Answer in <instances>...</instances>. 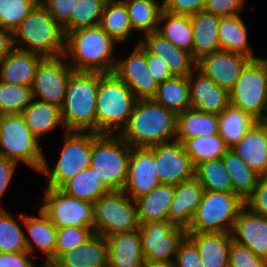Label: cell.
Masks as SVG:
<instances>
[{
  "mask_svg": "<svg viewBox=\"0 0 267 267\" xmlns=\"http://www.w3.org/2000/svg\"><path fill=\"white\" fill-rule=\"evenodd\" d=\"M21 116L39 142L45 133L55 129L58 124L63 126L61 108L35 98L21 112Z\"/></svg>",
  "mask_w": 267,
  "mask_h": 267,
  "instance_id": "obj_32",
  "label": "cell"
},
{
  "mask_svg": "<svg viewBox=\"0 0 267 267\" xmlns=\"http://www.w3.org/2000/svg\"><path fill=\"white\" fill-rule=\"evenodd\" d=\"M245 207L267 217V176H261L252 193L244 200Z\"/></svg>",
  "mask_w": 267,
  "mask_h": 267,
  "instance_id": "obj_51",
  "label": "cell"
},
{
  "mask_svg": "<svg viewBox=\"0 0 267 267\" xmlns=\"http://www.w3.org/2000/svg\"><path fill=\"white\" fill-rule=\"evenodd\" d=\"M231 149L260 176H267V131L258 123Z\"/></svg>",
  "mask_w": 267,
  "mask_h": 267,
  "instance_id": "obj_25",
  "label": "cell"
},
{
  "mask_svg": "<svg viewBox=\"0 0 267 267\" xmlns=\"http://www.w3.org/2000/svg\"><path fill=\"white\" fill-rule=\"evenodd\" d=\"M12 215L0 207V252L27 251L25 232Z\"/></svg>",
  "mask_w": 267,
  "mask_h": 267,
  "instance_id": "obj_43",
  "label": "cell"
},
{
  "mask_svg": "<svg viewBox=\"0 0 267 267\" xmlns=\"http://www.w3.org/2000/svg\"><path fill=\"white\" fill-rule=\"evenodd\" d=\"M94 231L90 227L58 228L55 248V262L66 252L88 240Z\"/></svg>",
  "mask_w": 267,
  "mask_h": 267,
  "instance_id": "obj_47",
  "label": "cell"
},
{
  "mask_svg": "<svg viewBox=\"0 0 267 267\" xmlns=\"http://www.w3.org/2000/svg\"><path fill=\"white\" fill-rule=\"evenodd\" d=\"M174 194V185L160 183L151 192L135 199L139 224L166 221Z\"/></svg>",
  "mask_w": 267,
  "mask_h": 267,
  "instance_id": "obj_30",
  "label": "cell"
},
{
  "mask_svg": "<svg viewBox=\"0 0 267 267\" xmlns=\"http://www.w3.org/2000/svg\"><path fill=\"white\" fill-rule=\"evenodd\" d=\"M163 10L181 15H193L203 11L206 0H164Z\"/></svg>",
  "mask_w": 267,
  "mask_h": 267,
  "instance_id": "obj_53",
  "label": "cell"
},
{
  "mask_svg": "<svg viewBox=\"0 0 267 267\" xmlns=\"http://www.w3.org/2000/svg\"><path fill=\"white\" fill-rule=\"evenodd\" d=\"M100 25L117 42L128 40L132 36L133 28L122 0H108Z\"/></svg>",
  "mask_w": 267,
  "mask_h": 267,
  "instance_id": "obj_40",
  "label": "cell"
},
{
  "mask_svg": "<svg viewBox=\"0 0 267 267\" xmlns=\"http://www.w3.org/2000/svg\"><path fill=\"white\" fill-rule=\"evenodd\" d=\"M221 50L239 53L251 60L259 57L254 56L248 45V29L240 15L220 17L218 27Z\"/></svg>",
  "mask_w": 267,
  "mask_h": 267,
  "instance_id": "obj_33",
  "label": "cell"
},
{
  "mask_svg": "<svg viewBox=\"0 0 267 267\" xmlns=\"http://www.w3.org/2000/svg\"><path fill=\"white\" fill-rule=\"evenodd\" d=\"M77 0H40L55 21L63 28L64 34L70 32V19Z\"/></svg>",
  "mask_w": 267,
  "mask_h": 267,
  "instance_id": "obj_49",
  "label": "cell"
},
{
  "mask_svg": "<svg viewBox=\"0 0 267 267\" xmlns=\"http://www.w3.org/2000/svg\"><path fill=\"white\" fill-rule=\"evenodd\" d=\"M113 73L132 90L138 100L155 97L158 84L149 72L146 49L139 42L126 59L116 61Z\"/></svg>",
  "mask_w": 267,
  "mask_h": 267,
  "instance_id": "obj_16",
  "label": "cell"
},
{
  "mask_svg": "<svg viewBox=\"0 0 267 267\" xmlns=\"http://www.w3.org/2000/svg\"><path fill=\"white\" fill-rule=\"evenodd\" d=\"M101 72L73 71L61 116L65 131L96 133V100Z\"/></svg>",
  "mask_w": 267,
  "mask_h": 267,
  "instance_id": "obj_3",
  "label": "cell"
},
{
  "mask_svg": "<svg viewBox=\"0 0 267 267\" xmlns=\"http://www.w3.org/2000/svg\"><path fill=\"white\" fill-rule=\"evenodd\" d=\"M166 23L157 31L180 49L193 56L194 34L189 15L174 14L162 10L159 22Z\"/></svg>",
  "mask_w": 267,
  "mask_h": 267,
  "instance_id": "obj_36",
  "label": "cell"
},
{
  "mask_svg": "<svg viewBox=\"0 0 267 267\" xmlns=\"http://www.w3.org/2000/svg\"><path fill=\"white\" fill-rule=\"evenodd\" d=\"M229 103L257 121L267 110V58L250 60L229 92Z\"/></svg>",
  "mask_w": 267,
  "mask_h": 267,
  "instance_id": "obj_11",
  "label": "cell"
},
{
  "mask_svg": "<svg viewBox=\"0 0 267 267\" xmlns=\"http://www.w3.org/2000/svg\"><path fill=\"white\" fill-rule=\"evenodd\" d=\"M59 189L69 196L90 203H95L101 196L111 192L91 167L80 171Z\"/></svg>",
  "mask_w": 267,
  "mask_h": 267,
  "instance_id": "obj_34",
  "label": "cell"
},
{
  "mask_svg": "<svg viewBox=\"0 0 267 267\" xmlns=\"http://www.w3.org/2000/svg\"><path fill=\"white\" fill-rule=\"evenodd\" d=\"M42 267H59L56 263L44 262Z\"/></svg>",
  "mask_w": 267,
  "mask_h": 267,
  "instance_id": "obj_60",
  "label": "cell"
},
{
  "mask_svg": "<svg viewBox=\"0 0 267 267\" xmlns=\"http://www.w3.org/2000/svg\"><path fill=\"white\" fill-rule=\"evenodd\" d=\"M140 241L144 260L174 261L179 244L187 230L168 220L140 225Z\"/></svg>",
  "mask_w": 267,
  "mask_h": 267,
  "instance_id": "obj_14",
  "label": "cell"
},
{
  "mask_svg": "<svg viewBox=\"0 0 267 267\" xmlns=\"http://www.w3.org/2000/svg\"><path fill=\"white\" fill-rule=\"evenodd\" d=\"M137 98L114 73H101L96 100V133H119L127 125Z\"/></svg>",
  "mask_w": 267,
  "mask_h": 267,
  "instance_id": "obj_5",
  "label": "cell"
},
{
  "mask_svg": "<svg viewBox=\"0 0 267 267\" xmlns=\"http://www.w3.org/2000/svg\"><path fill=\"white\" fill-rule=\"evenodd\" d=\"M148 148L154 153L160 183L176 186L195 176V167L181 141L175 139Z\"/></svg>",
  "mask_w": 267,
  "mask_h": 267,
  "instance_id": "obj_15",
  "label": "cell"
},
{
  "mask_svg": "<svg viewBox=\"0 0 267 267\" xmlns=\"http://www.w3.org/2000/svg\"><path fill=\"white\" fill-rule=\"evenodd\" d=\"M174 264L175 267H203L198 248L187 236L179 244Z\"/></svg>",
  "mask_w": 267,
  "mask_h": 267,
  "instance_id": "obj_50",
  "label": "cell"
},
{
  "mask_svg": "<svg viewBox=\"0 0 267 267\" xmlns=\"http://www.w3.org/2000/svg\"><path fill=\"white\" fill-rule=\"evenodd\" d=\"M59 159L52 169L44 159L40 173L48 179L49 188H60L80 171L89 168L92 156V132L65 131Z\"/></svg>",
  "mask_w": 267,
  "mask_h": 267,
  "instance_id": "obj_10",
  "label": "cell"
},
{
  "mask_svg": "<svg viewBox=\"0 0 267 267\" xmlns=\"http://www.w3.org/2000/svg\"><path fill=\"white\" fill-rule=\"evenodd\" d=\"M108 267H141L144 260L139 228L106 237Z\"/></svg>",
  "mask_w": 267,
  "mask_h": 267,
  "instance_id": "obj_24",
  "label": "cell"
},
{
  "mask_svg": "<svg viewBox=\"0 0 267 267\" xmlns=\"http://www.w3.org/2000/svg\"><path fill=\"white\" fill-rule=\"evenodd\" d=\"M16 167L15 161L0 156V199L9 187Z\"/></svg>",
  "mask_w": 267,
  "mask_h": 267,
  "instance_id": "obj_56",
  "label": "cell"
},
{
  "mask_svg": "<svg viewBox=\"0 0 267 267\" xmlns=\"http://www.w3.org/2000/svg\"><path fill=\"white\" fill-rule=\"evenodd\" d=\"M31 255L28 251L16 253L0 252V267H36L30 260Z\"/></svg>",
  "mask_w": 267,
  "mask_h": 267,
  "instance_id": "obj_55",
  "label": "cell"
},
{
  "mask_svg": "<svg viewBox=\"0 0 267 267\" xmlns=\"http://www.w3.org/2000/svg\"><path fill=\"white\" fill-rule=\"evenodd\" d=\"M258 123L267 131V110L262 117L258 120Z\"/></svg>",
  "mask_w": 267,
  "mask_h": 267,
  "instance_id": "obj_59",
  "label": "cell"
},
{
  "mask_svg": "<svg viewBox=\"0 0 267 267\" xmlns=\"http://www.w3.org/2000/svg\"><path fill=\"white\" fill-rule=\"evenodd\" d=\"M203 193V186L196 176L177 184L167 220L173 225L187 230Z\"/></svg>",
  "mask_w": 267,
  "mask_h": 267,
  "instance_id": "obj_22",
  "label": "cell"
},
{
  "mask_svg": "<svg viewBox=\"0 0 267 267\" xmlns=\"http://www.w3.org/2000/svg\"><path fill=\"white\" fill-rule=\"evenodd\" d=\"M244 206V200L236 193L204 191L187 232L231 234Z\"/></svg>",
  "mask_w": 267,
  "mask_h": 267,
  "instance_id": "obj_7",
  "label": "cell"
},
{
  "mask_svg": "<svg viewBox=\"0 0 267 267\" xmlns=\"http://www.w3.org/2000/svg\"><path fill=\"white\" fill-rule=\"evenodd\" d=\"M40 209L57 228L90 227L93 230L94 203L69 196L59 188L46 187Z\"/></svg>",
  "mask_w": 267,
  "mask_h": 267,
  "instance_id": "obj_12",
  "label": "cell"
},
{
  "mask_svg": "<svg viewBox=\"0 0 267 267\" xmlns=\"http://www.w3.org/2000/svg\"><path fill=\"white\" fill-rule=\"evenodd\" d=\"M183 145L195 168L202 162L222 158L230 149L219 134L187 139Z\"/></svg>",
  "mask_w": 267,
  "mask_h": 267,
  "instance_id": "obj_41",
  "label": "cell"
},
{
  "mask_svg": "<svg viewBox=\"0 0 267 267\" xmlns=\"http://www.w3.org/2000/svg\"><path fill=\"white\" fill-rule=\"evenodd\" d=\"M187 79L189 83L191 108L204 113L219 115L230 104L229 92L219 87L197 67Z\"/></svg>",
  "mask_w": 267,
  "mask_h": 267,
  "instance_id": "obj_19",
  "label": "cell"
},
{
  "mask_svg": "<svg viewBox=\"0 0 267 267\" xmlns=\"http://www.w3.org/2000/svg\"><path fill=\"white\" fill-rule=\"evenodd\" d=\"M221 159L231 178L233 193H236L245 200L258 184L261 176L250 169L231 148Z\"/></svg>",
  "mask_w": 267,
  "mask_h": 267,
  "instance_id": "obj_37",
  "label": "cell"
},
{
  "mask_svg": "<svg viewBox=\"0 0 267 267\" xmlns=\"http://www.w3.org/2000/svg\"><path fill=\"white\" fill-rule=\"evenodd\" d=\"M177 114L154 99L137 100L127 125L118 133L131 147H151L176 139Z\"/></svg>",
  "mask_w": 267,
  "mask_h": 267,
  "instance_id": "obj_1",
  "label": "cell"
},
{
  "mask_svg": "<svg viewBox=\"0 0 267 267\" xmlns=\"http://www.w3.org/2000/svg\"><path fill=\"white\" fill-rule=\"evenodd\" d=\"M232 240L267 260V217L243 207L234 223Z\"/></svg>",
  "mask_w": 267,
  "mask_h": 267,
  "instance_id": "obj_20",
  "label": "cell"
},
{
  "mask_svg": "<svg viewBox=\"0 0 267 267\" xmlns=\"http://www.w3.org/2000/svg\"><path fill=\"white\" fill-rule=\"evenodd\" d=\"M128 11L133 30L143 34L154 32L159 27L163 3L156 0H122Z\"/></svg>",
  "mask_w": 267,
  "mask_h": 267,
  "instance_id": "obj_38",
  "label": "cell"
},
{
  "mask_svg": "<svg viewBox=\"0 0 267 267\" xmlns=\"http://www.w3.org/2000/svg\"><path fill=\"white\" fill-rule=\"evenodd\" d=\"M140 228L137 205L124 191H111L94 203L93 231L110 235Z\"/></svg>",
  "mask_w": 267,
  "mask_h": 267,
  "instance_id": "obj_9",
  "label": "cell"
},
{
  "mask_svg": "<svg viewBox=\"0 0 267 267\" xmlns=\"http://www.w3.org/2000/svg\"><path fill=\"white\" fill-rule=\"evenodd\" d=\"M153 99L176 114L191 108L187 77L173 76L164 83L158 84V90Z\"/></svg>",
  "mask_w": 267,
  "mask_h": 267,
  "instance_id": "obj_39",
  "label": "cell"
},
{
  "mask_svg": "<svg viewBox=\"0 0 267 267\" xmlns=\"http://www.w3.org/2000/svg\"><path fill=\"white\" fill-rule=\"evenodd\" d=\"M219 118L217 114L204 113L194 108L177 114L176 140L184 143L194 137L218 134Z\"/></svg>",
  "mask_w": 267,
  "mask_h": 267,
  "instance_id": "obj_31",
  "label": "cell"
},
{
  "mask_svg": "<svg viewBox=\"0 0 267 267\" xmlns=\"http://www.w3.org/2000/svg\"><path fill=\"white\" fill-rule=\"evenodd\" d=\"M115 42L100 24L79 28L65 35L64 57L74 71L113 73Z\"/></svg>",
  "mask_w": 267,
  "mask_h": 267,
  "instance_id": "obj_2",
  "label": "cell"
},
{
  "mask_svg": "<svg viewBox=\"0 0 267 267\" xmlns=\"http://www.w3.org/2000/svg\"><path fill=\"white\" fill-rule=\"evenodd\" d=\"M187 237L199 250L203 267H229V233L187 232Z\"/></svg>",
  "mask_w": 267,
  "mask_h": 267,
  "instance_id": "obj_28",
  "label": "cell"
},
{
  "mask_svg": "<svg viewBox=\"0 0 267 267\" xmlns=\"http://www.w3.org/2000/svg\"><path fill=\"white\" fill-rule=\"evenodd\" d=\"M39 216H29L21 214L23 226L29 233V237L25 235L27 251L33 255L36 249L45 255L44 262L55 263V248L58 228L50 221V219L39 210ZM31 239V240H30Z\"/></svg>",
  "mask_w": 267,
  "mask_h": 267,
  "instance_id": "obj_23",
  "label": "cell"
},
{
  "mask_svg": "<svg viewBox=\"0 0 267 267\" xmlns=\"http://www.w3.org/2000/svg\"><path fill=\"white\" fill-rule=\"evenodd\" d=\"M108 0H77L70 19V32L100 24Z\"/></svg>",
  "mask_w": 267,
  "mask_h": 267,
  "instance_id": "obj_45",
  "label": "cell"
},
{
  "mask_svg": "<svg viewBox=\"0 0 267 267\" xmlns=\"http://www.w3.org/2000/svg\"><path fill=\"white\" fill-rule=\"evenodd\" d=\"M195 176L204 191L233 192V186L221 158L202 162L195 168Z\"/></svg>",
  "mask_w": 267,
  "mask_h": 267,
  "instance_id": "obj_42",
  "label": "cell"
},
{
  "mask_svg": "<svg viewBox=\"0 0 267 267\" xmlns=\"http://www.w3.org/2000/svg\"><path fill=\"white\" fill-rule=\"evenodd\" d=\"M190 20L194 34L193 58L197 61L204 55L220 51V17L203 10L190 15Z\"/></svg>",
  "mask_w": 267,
  "mask_h": 267,
  "instance_id": "obj_29",
  "label": "cell"
},
{
  "mask_svg": "<svg viewBox=\"0 0 267 267\" xmlns=\"http://www.w3.org/2000/svg\"><path fill=\"white\" fill-rule=\"evenodd\" d=\"M220 137L231 148L253 127L257 120L242 109L229 104L219 115Z\"/></svg>",
  "mask_w": 267,
  "mask_h": 267,
  "instance_id": "obj_35",
  "label": "cell"
},
{
  "mask_svg": "<svg viewBox=\"0 0 267 267\" xmlns=\"http://www.w3.org/2000/svg\"><path fill=\"white\" fill-rule=\"evenodd\" d=\"M139 43L151 54L160 57L173 76L188 77L196 68L197 61L192 54L178 48L157 30L145 34Z\"/></svg>",
  "mask_w": 267,
  "mask_h": 267,
  "instance_id": "obj_21",
  "label": "cell"
},
{
  "mask_svg": "<svg viewBox=\"0 0 267 267\" xmlns=\"http://www.w3.org/2000/svg\"><path fill=\"white\" fill-rule=\"evenodd\" d=\"M229 267H267V260L232 240L229 248Z\"/></svg>",
  "mask_w": 267,
  "mask_h": 267,
  "instance_id": "obj_48",
  "label": "cell"
},
{
  "mask_svg": "<svg viewBox=\"0 0 267 267\" xmlns=\"http://www.w3.org/2000/svg\"><path fill=\"white\" fill-rule=\"evenodd\" d=\"M131 146L119 134L92 132L90 167L111 191H123L128 178Z\"/></svg>",
  "mask_w": 267,
  "mask_h": 267,
  "instance_id": "obj_6",
  "label": "cell"
},
{
  "mask_svg": "<svg viewBox=\"0 0 267 267\" xmlns=\"http://www.w3.org/2000/svg\"><path fill=\"white\" fill-rule=\"evenodd\" d=\"M55 263L59 267H108L107 239L94 233L84 243L64 253Z\"/></svg>",
  "mask_w": 267,
  "mask_h": 267,
  "instance_id": "obj_26",
  "label": "cell"
},
{
  "mask_svg": "<svg viewBox=\"0 0 267 267\" xmlns=\"http://www.w3.org/2000/svg\"><path fill=\"white\" fill-rule=\"evenodd\" d=\"M32 100L31 87L0 81V115L21 114Z\"/></svg>",
  "mask_w": 267,
  "mask_h": 267,
  "instance_id": "obj_44",
  "label": "cell"
},
{
  "mask_svg": "<svg viewBox=\"0 0 267 267\" xmlns=\"http://www.w3.org/2000/svg\"><path fill=\"white\" fill-rule=\"evenodd\" d=\"M21 114L0 115V156L24 162L40 173L45 156Z\"/></svg>",
  "mask_w": 267,
  "mask_h": 267,
  "instance_id": "obj_8",
  "label": "cell"
},
{
  "mask_svg": "<svg viewBox=\"0 0 267 267\" xmlns=\"http://www.w3.org/2000/svg\"><path fill=\"white\" fill-rule=\"evenodd\" d=\"M42 58L39 54L14 48L0 63V81L31 87Z\"/></svg>",
  "mask_w": 267,
  "mask_h": 267,
  "instance_id": "obj_27",
  "label": "cell"
},
{
  "mask_svg": "<svg viewBox=\"0 0 267 267\" xmlns=\"http://www.w3.org/2000/svg\"><path fill=\"white\" fill-rule=\"evenodd\" d=\"M25 43L26 46L15 44ZM14 48L44 57H58L65 52V34L50 12L39 2L13 31Z\"/></svg>",
  "mask_w": 267,
  "mask_h": 267,
  "instance_id": "obj_4",
  "label": "cell"
},
{
  "mask_svg": "<svg viewBox=\"0 0 267 267\" xmlns=\"http://www.w3.org/2000/svg\"><path fill=\"white\" fill-rule=\"evenodd\" d=\"M160 184L154 153L148 147H132L124 192L133 200L151 192Z\"/></svg>",
  "mask_w": 267,
  "mask_h": 267,
  "instance_id": "obj_18",
  "label": "cell"
},
{
  "mask_svg": "<svg viewBox=\"0 0 267 267\" xmlns=\"http://www.w3.org/2000/svg\"><path fill=\"white\" fill-rule=\"evenodd\" d=\"M40 0H0V26L12 32Z\"/></svg>",
  "mask_w": 267,
  "mask_h": 267,
  "instance_id": "obj_46",
  "label": "cell"
},
{
  "mask_svg": "<svg viewBox=\"0 0 267 267\" xmlns=\"http://www.w3.org/2000/svg\"><path fill=\"white\" fill-rule=\"evenodd\" d=\"M250 60L245 55L220 50L201 57L196 67L219 87L230 92Z\"/></svg>",
  "mask_w": 267,
  "mask_h": 267,
  "instance_id": "obj_17",
  "label": "cell"
},
{
  "mask_svg": "<svg viewBox=\"0 0 267 267\" xmlns=\"http://www.w3.org/2000/svg\"><path fill=\"white\" fill-rule=\"evenodd\" d=\"M13 49V32L0 26V63Z\"/></svg>",
  "mask_w": 267,
  "mask_h": 267,
  "instance_id": "obj_57",
  "label": "cell"
},
{
  "mask_svg": "<svg viewBox=\"0 0 267 267\" xmlns=\"http://www.w3.org/2000/svg\"><path fill=\"white\" fill-rule=\"evenodd\" d=\"M141 267H175L174 261L145 260Z\"/></svg>",
  "mask_w": 267,
  "mask_h": 267,
  "instance_id": "obj_58",
  "label": "cell"
},
{
  "mask_svg": "<svg viewBox=\"0 0 267 267\" xmlns=\"http://www.w3.org/2000/svg\"><path fill=\"white\" fill-rule=\"evenodd\" d=\"M146 60L149 72L157 84L164 83L173 77L169 67L157 55L151 54L146 50Z\"/></svg>",
  "mask_w": 267,
  "mask_h": 267,
  "instance_id": "obj_54",
  "label": "cell"
},
{
  "mask_svg": "<svg viewBox=\"0 0 267 267\" xmlns=\"http://www.w3.org/2000/svg\"><path fill=\"white\" fill-rule=\"evenodd\" d=\"M63 58V59H62ZM64 55L44 57L38 63L33 84V98L61 108L66 94L67 84L74 71L69 62H64Z\"/></svg>",
  "mask_w": 267,
  "mask_h": 267,
  "instance_id": "obj_13",
  "label": "cell"
},
{
  "mask_svg": "<svg viewBox=\"0 0 267 267\" xmlns=\"http://www.w3.org/2000/svg\"><path fill=\"white\" fill-rule=\"evenodd\" d=\"M245 0H206L204 11L219 17L238 15Z\"/></svg>",
  "mask_w": 267,
  "mask_h": 267,
  "instance_id": "obj_52",
  "label": "cell"
}]
</instances>
